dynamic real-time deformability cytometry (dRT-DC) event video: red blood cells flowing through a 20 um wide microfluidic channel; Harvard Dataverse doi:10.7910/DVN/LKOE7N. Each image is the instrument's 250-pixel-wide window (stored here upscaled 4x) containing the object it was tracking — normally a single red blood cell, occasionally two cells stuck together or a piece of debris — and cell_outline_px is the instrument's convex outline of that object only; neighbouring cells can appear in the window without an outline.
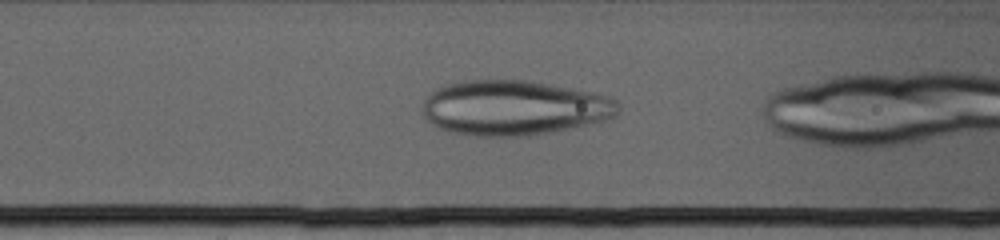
{"species": "human", "species_latin": "Homo sapiens", "temperature_condition": "cold", "stored_images_in_passage": 33, "camera_frame_rate_fps": 3000, "um_per_image_px": 0.085, "donor": {"sex": "female"}, "frame": {"image": 1, "passage_image": 5, "time_ms": 1.333, "image_size_px": [1000, 240], "cell_outline_px": [[620, 112], [616, 116], [604, 120], [552, 132], [532, 136], [476, 136], [452, 132], [440, 128], [432, 124], [424, 116], [420, 104], [436, 88], [448, 84], [464, 80], [528, 80], [592, 92], [608, 96], [616, 100], [620, 108]], "centroid_in_image_um": [43.68, 9.17], "position_along_channel_um": 122.9, "area_um2": 62.83}}
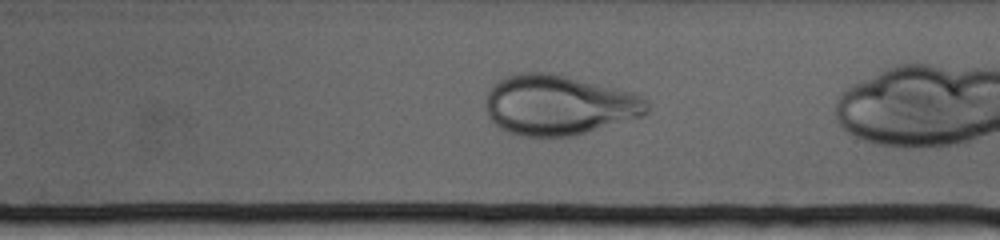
{"frame": {"image": 2, "passage_image": 18, "time_ms": 5.667, "image_size_px": [1000, 240], "cell_outline_px": [[648, 112], [644, 116], [572, 136], [524, 136], [508, 132], [500, 128], [488, 116], [484, 108], [484, 100], [492, 84], [504, 76], [516, 72], [552, 72], [632, 92], [648, 100]], "centroid_in_image_um": [47.45, 8.91], "position_along_channel_um": 241.5, "area_um2": 56.93}}
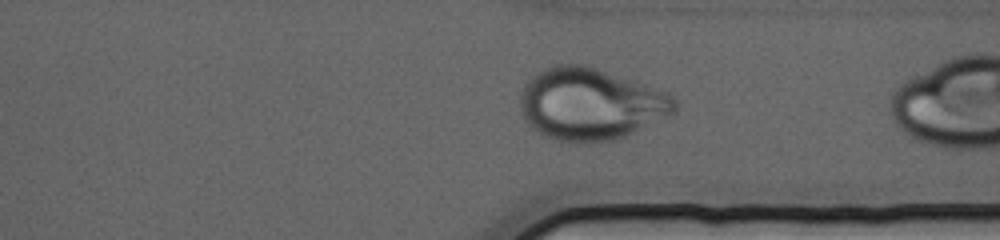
{"frame": {"image": 3, "passage_image": 31, "time_ms": 10.0, "image_size_px": [1000, 240], "cell_outline_px": [[676, 112], [616, 140], [596, 144], [568, 144], [552, 140], [540, 136], [528, 124], [520, 108], [520, 96], [524, 84], [528, 80], [544, 68], [556, 64], [584, 64], [668, 92], [676, 100]], "centroid_in_image_um": [50.16, 8.89], "position_along_channel_um": 361.2, "area_um2": 65.55}}